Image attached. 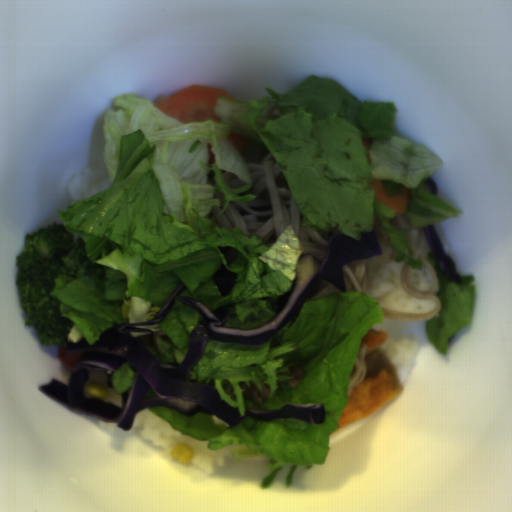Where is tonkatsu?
Wrapping results in <instances>:
<instances>
[{
	"mask_svg": "<svg viewBox=\"0 0 512 512\" xmlns=\"http://www.w3.org/2000/svg\"><path fill=\"white\" fill-rule=\"evenodd\" d=\"M388 337L385 331L371 328L363 337L360 346L367 347L365 374L362 382L347 396L345 408L338 419V430L376 413L403 391L404 386L385 351Z\"/></svg>",
	"mask_w": 512,
	"mask_h": 512,
	"instance_id": "tonkatsu-1",
	"label": "tonkatsu"
}]
</instances>
